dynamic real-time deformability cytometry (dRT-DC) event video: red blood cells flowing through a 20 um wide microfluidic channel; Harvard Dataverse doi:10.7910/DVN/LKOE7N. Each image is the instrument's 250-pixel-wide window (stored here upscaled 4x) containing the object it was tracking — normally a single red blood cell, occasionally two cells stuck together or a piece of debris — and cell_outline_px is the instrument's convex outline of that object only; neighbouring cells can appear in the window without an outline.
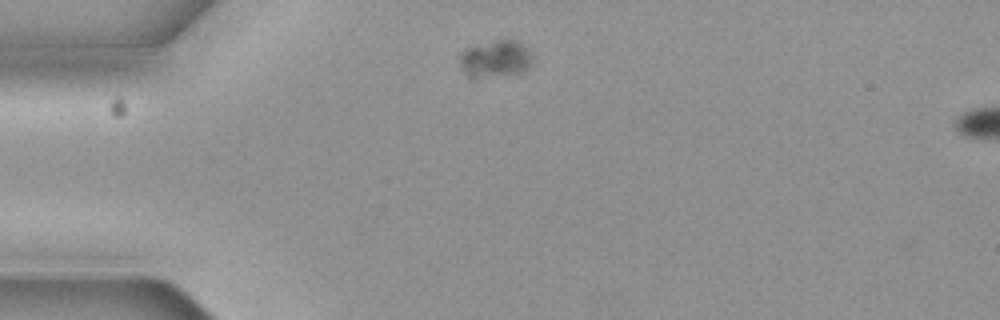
{"species": "common noctule bat (a hibernating species)", "species_latin": "Nyctalus noctula", "temperature_condition": "cold", "stored_images_in_passage": 3, "camera_frame_rate_fps": 3000, "um_per_image_px": 0.085, "animal": {"sex": "female", "body_mass_g": 19.3, "forearm_length_mm": 54.1}, "frame": {"image": 1, "passage_image": 1, "time_ms": 0.0, "image_size_px": [1000, 320], "cell_outline_px": [[532, 64], [524, 72], [476, 80], [472, 80], [460, 68], [460, 52], [476, 44], [496, 40], [516, 40], [524, 44], [528, 48], [532, 56]], "centroid_in_image_um": [42.1, 5.04], "position_along_channel_um": 42.9, "area_um2": 16.36}}
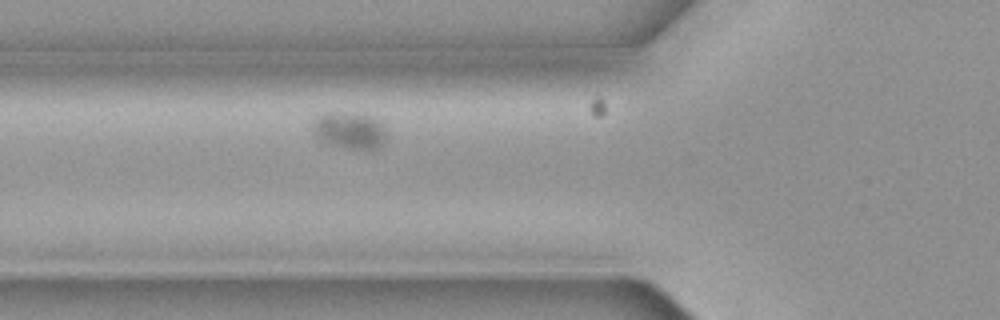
{"frame": {"image": 2, "passage_image": 3, "time_ms": 0.667, "image_size_px": [1000, 320], "cell_outline_px": [[388, 136], [384, 144], [372, 152], [348, 148], [324, 140], [316, 136], [312, 132], [312, 120], [316, 116], [324, 112], [364, 112], [380, 120], [384, 124], [388, 132]], "centroid_in_image_um": [29.82, 11.06], "position_along_channel_um": 96.0, "area_um2": 16.7}}